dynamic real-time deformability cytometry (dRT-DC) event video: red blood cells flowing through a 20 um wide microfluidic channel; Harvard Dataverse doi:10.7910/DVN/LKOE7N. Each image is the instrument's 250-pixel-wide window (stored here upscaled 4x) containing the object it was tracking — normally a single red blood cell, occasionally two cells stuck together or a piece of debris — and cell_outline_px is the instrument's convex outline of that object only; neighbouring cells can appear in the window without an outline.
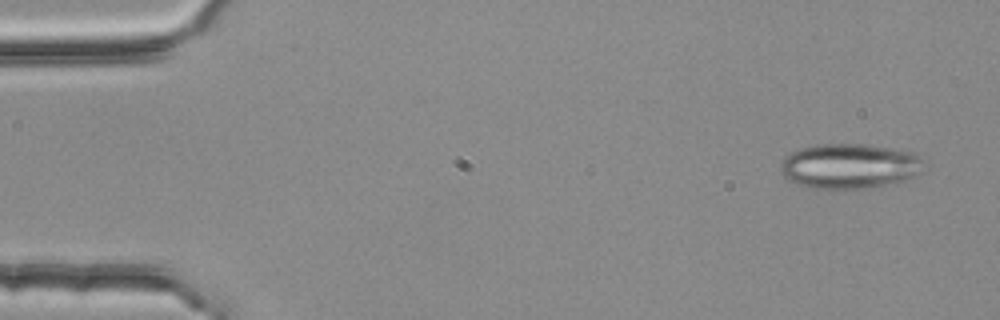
{"species": "common noctule bat (a hibernating species)", "species_latin": "Nyctalus noctula", "temperature_condition": "room temperature", "stored_images_in_passage": 4, "camera_frame_rate_fps": 3000, "um_per_image_px": 0.085, "animal": {"sex": "female", "body_mass_g": 25.1}, "frame": {"image": 1, "passage_image": 1, "time_ms": 0.0, "image_size_px": [1000, 320], "cell_outline_px": [[920, 172], [908, 180], [868, 188], [844, 192], [808, 188], [796, 184], [788, 180], [780, 172], [780, 164], [784, 156], [800, 148], [816, 144], [868, 144], [916, 152], [920, 156]], "centroid_in_image_um": [72.15, 14.15], "position_along_channel_um": 12.8, "area_um2": 38.67}}